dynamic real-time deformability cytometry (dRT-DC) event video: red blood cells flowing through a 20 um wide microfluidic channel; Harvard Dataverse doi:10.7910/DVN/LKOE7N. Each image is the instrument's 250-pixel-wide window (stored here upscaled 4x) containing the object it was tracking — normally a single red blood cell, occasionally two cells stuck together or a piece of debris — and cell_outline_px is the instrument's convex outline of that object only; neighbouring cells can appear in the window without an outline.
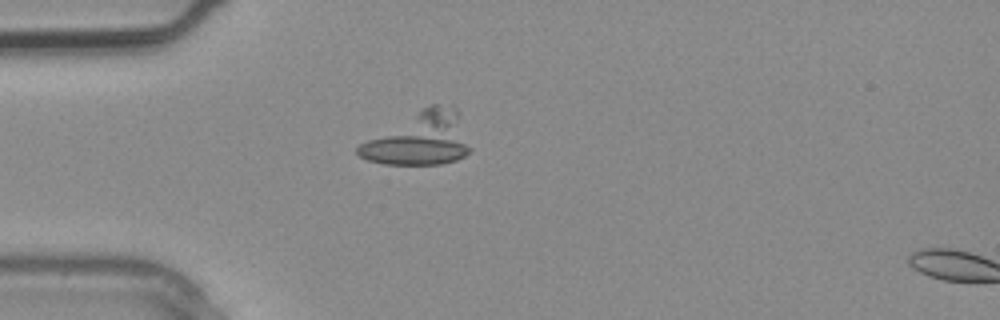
{"species": "common noctule bat (a hibernating species)", "species_latin": "Nyctalus noctula", "temperature_condition": "warm", "stored_images_in_passage": 2, "camera_frame_rate_fps": 3000, "um_per_image_px": 0.085, "animal": {"sex": "male", "body_mass_g": 20.4}, "frame": {"image": 1, "passage_image": 1, "time_ms": 0.0, "image_size_px": [1000, 320], "cell_outline_px": [[472, 148], [464, 156], [456, 160], [440, 164], [384, 164], [368, 160], [360, 156], [356, 152], [356, 148], [360, 144], [424, 108], [432, 104], [452, 104], [460, 112]], "centroid_in_image_um": [35.76, 11.81], "position_along_channel_um": 49.2, "area_um2": 34.16}}